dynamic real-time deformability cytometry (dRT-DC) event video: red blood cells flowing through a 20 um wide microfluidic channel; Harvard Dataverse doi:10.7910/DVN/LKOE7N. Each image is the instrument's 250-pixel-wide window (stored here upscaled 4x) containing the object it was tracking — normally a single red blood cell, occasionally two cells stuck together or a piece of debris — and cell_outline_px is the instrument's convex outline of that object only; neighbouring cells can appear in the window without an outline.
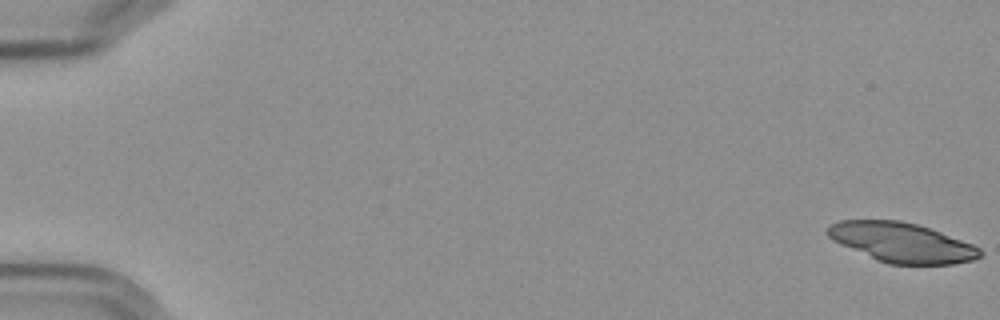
{"species": "Egyptian fruit bat (a non-hibernating species)", "species_latin": "Rousettus aegyptiacus", "temperature_condition": "cold", "stored_images_in_passage": 6, "camera_frame_rate_fps": 3000, "um_per_image_px": 0.085, "frame": {"image": 1, "passage_image": 1, "time_ms": 0.0, "image_size_px": [1000, 320], "cell_outline_px": [[984, 252], [980, 256], [972, 260], [952, 264], [888, 264], [876, 260], [840, 244], [832, 240], [824, 232], [832, 224], [840, 220], [900, 220], [916, 224], [940, 232], [972, 244], [980, 248]], "centroid_in_image_um": [76.62, 20.61], "position_along_channel_um": 8.4, "area_um2": 35.03}}